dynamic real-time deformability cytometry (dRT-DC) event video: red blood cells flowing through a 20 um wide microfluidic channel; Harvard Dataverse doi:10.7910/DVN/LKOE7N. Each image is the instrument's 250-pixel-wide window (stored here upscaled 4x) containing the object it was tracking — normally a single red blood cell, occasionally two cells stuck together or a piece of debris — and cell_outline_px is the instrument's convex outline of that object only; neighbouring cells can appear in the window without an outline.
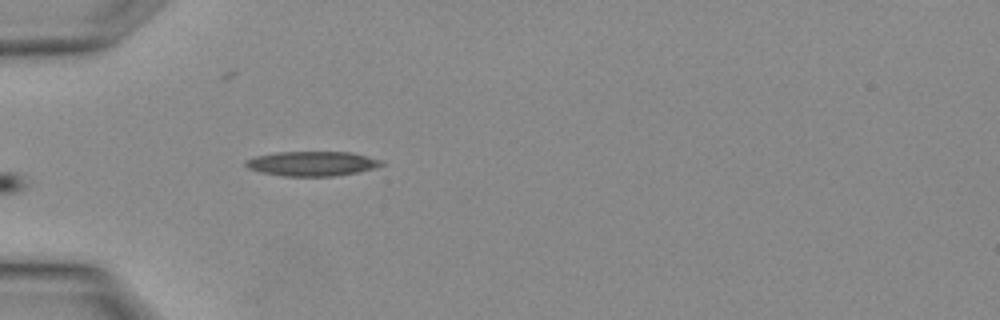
{"species": "Egyptian fruit bat (a non-hibernating species)", "species_latin": "Rousettus aegyptiacus", "temperature_condition": "warm", "stored_images_in_passage": 2, "camera_frame_rate_fps": 3000, "um_per_image_px": 0.085, "animal": {"sex": "female"}, "frame": {"image": 1, "passage_image": 2, "time_ms": 0.333, "image_size_px": [1000, 320], "cell_outline_px": [[384, 164], [376, 168], [356, 172], [332, 176], [284, 176], [264, 172], [248, 168], [244, 164], [244, 160], [256, 156], [276, 152], [352, 152], [384, 160]], "centroid_in_image_um": [26.56, 13.89], "position_along_channel_um": 58.4, "area_um2": 19.48}}